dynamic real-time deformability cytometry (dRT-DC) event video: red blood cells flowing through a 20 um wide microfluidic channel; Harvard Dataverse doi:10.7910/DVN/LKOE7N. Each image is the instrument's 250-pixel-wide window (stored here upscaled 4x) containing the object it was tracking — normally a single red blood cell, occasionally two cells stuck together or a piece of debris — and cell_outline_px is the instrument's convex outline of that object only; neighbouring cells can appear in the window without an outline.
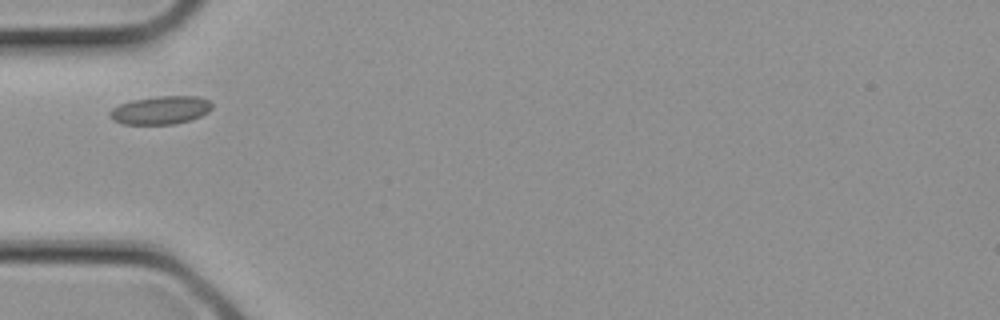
{"species": "common noctule bat (a hibernating species)", "species_latin": "Nyctalus noctula", "temperature_condition": "cold", "stored_images_in_passage": 1, "camera_frame_rate_fps": 3000, "um_per_image_px": 0.085, "animal": {"sex": "female", "body_mass_g": 21.9}, "frame": {"image": 1, "passage_image": 1, "time_ms": 0.0, "image_size_px": [1000, 320], "cell_outline_px": [[212, 108], [208, 112], [200, 116], [188, 120], [172, 124], [124, 124], [112, 120], [108, 116], [108, 112], [112, 108], [120, 104], [132, 100], [160, 96], [196, 96], [208, 100], [212, 104]], "centroid_in_image_um": [13.61, 9.36], "position_along_channel_um": 71.4, "area_um2": 16.7}}